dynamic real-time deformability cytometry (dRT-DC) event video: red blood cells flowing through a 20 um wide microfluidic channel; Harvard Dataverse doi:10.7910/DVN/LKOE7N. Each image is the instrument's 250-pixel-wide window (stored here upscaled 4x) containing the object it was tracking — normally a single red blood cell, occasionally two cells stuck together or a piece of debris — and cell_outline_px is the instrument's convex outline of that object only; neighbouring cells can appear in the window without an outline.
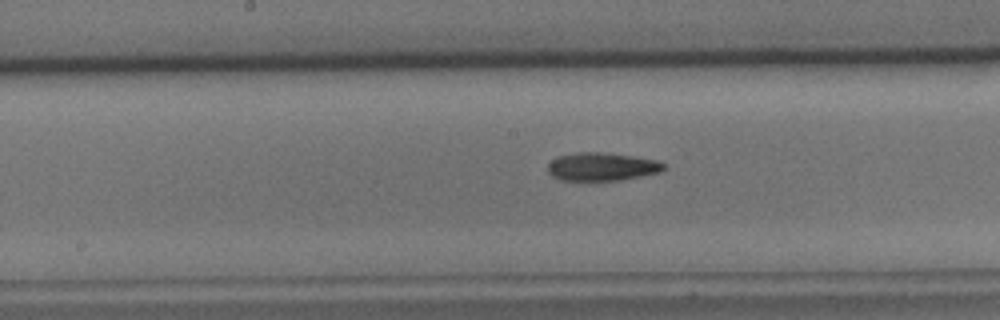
{"species": "common noctule bat (a hibernating species)", "species_latin": "Nyctalus noctula", "temperature_condition": "cold", "stored_images_in_passage": 36, "camera_frame_rate_fps": 3000, "um_per_image_px": 0.085, "animal": {"sex": "male", "body_mass_g": 15.6}, "frame": {"image": 1, "passage_image": 19, "time_ms": 6.0, "image_size_px": [1000, 320], "cell_outline_px": [[664, 168], [660, 172], [620, 180], [560, 180], [552, 176], [548, 172], [548, 164], [552, 160], [560, 156], [580, 152], [600, 152], [632, 156], [656, 160], [664, 164]], "centroid_in_image_um": [51.14, 14.17], "position_along_channel_um": 197.1, "area_um2": 18.73}}
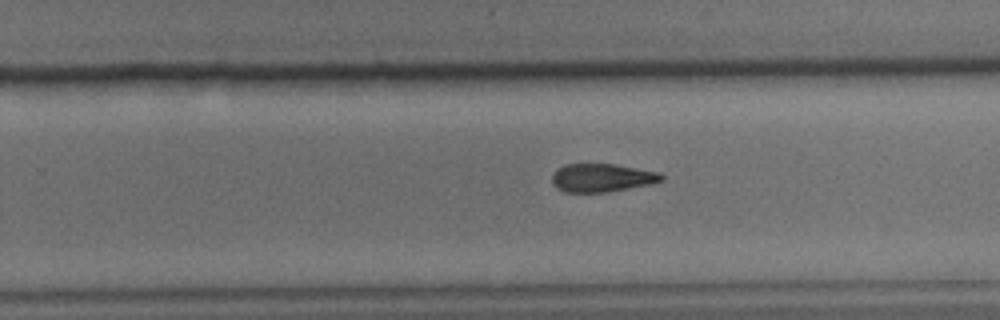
{"frame": {"image": 2, "passage_image": 26, "time_ms": 8.333, "image_size_px": [1000, 320], "cell_outline_px": [[664, 180], [652, 184], [608, 192], [564, 192], [556, 188], [552, 184], [552, 176], [564, 164], [612, 164], [660, 172], [664, 176]], "centroid_in_image_um": [51.19, 15.12], "position_along_channel_um": 278.6, "area_um2": 18.03}}
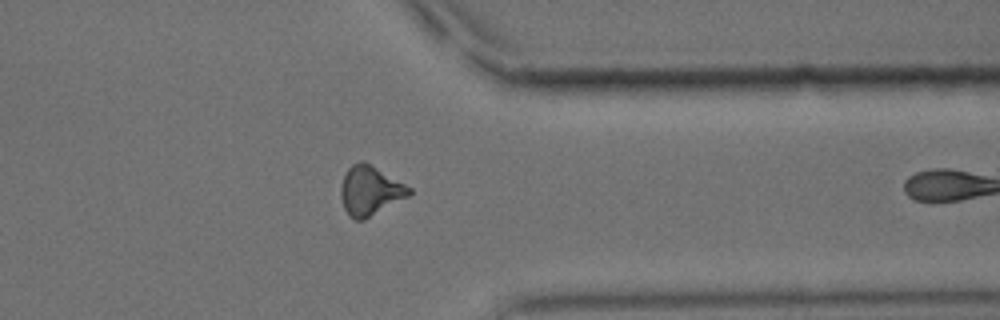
{"frame": {"image": 3, "passage_image": 35, "time_ms": 11.333, "image_size_px": [1000, 320], "cell_outline_px": [[412, 192], [408, 196], [364, 220], [356, 220], [348, 216], [344, 208], [340, 196], [340, 188], [344, 176], [348, 168], [352, 164], [360, 160], [376, 168], [412, 188]], "centroid_in_image_um": [31.42, 16.23], "position_along_channel_um": 380.0, "area_um2": 19.36}}